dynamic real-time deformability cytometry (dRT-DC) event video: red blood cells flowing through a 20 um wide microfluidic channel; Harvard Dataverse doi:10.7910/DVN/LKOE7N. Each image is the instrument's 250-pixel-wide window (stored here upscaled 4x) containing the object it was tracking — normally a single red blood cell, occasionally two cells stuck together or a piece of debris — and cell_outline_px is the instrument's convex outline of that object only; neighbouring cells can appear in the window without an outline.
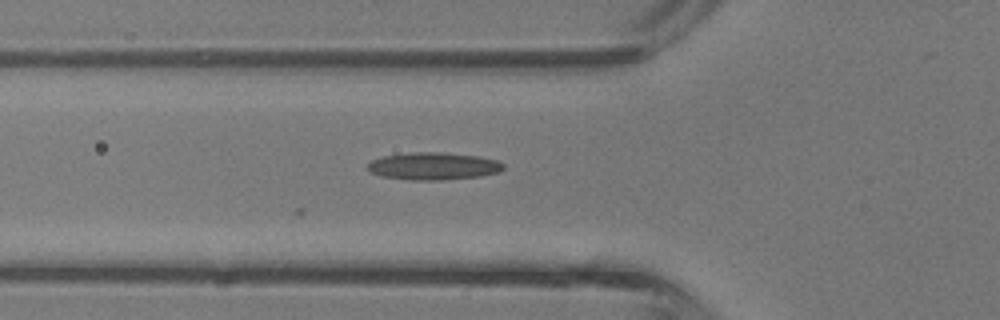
{"species": "common noctule bat (a hibernating species)", "species_latin": "Nyctalus noctula", "temperature_condition": "room temperature", "stored_images_in_passage": 21, "camera_frame_rate_fps": 3000, "um_per_image_px": 0.085, "animal": {"sex": "male", "body_mass_g": 13.3}, "frame": {"image": 1, "passage_image": 2, "time_ms": 0.333, "image_size_px": [1000, 320], "cell_outline_px": [[504, 168], [500, 172], [480, 176], [440, 180], [412, 180], [380, 176], [364, 168], [372, 160], [384, 156], [412, 152], [444, 152], [480, 156], [496, 160], [504, 164]], "centroid_in_image_um": [36.85, 14.12], "position_along_channel_um": 89.0, "area_um2": 21.79}}
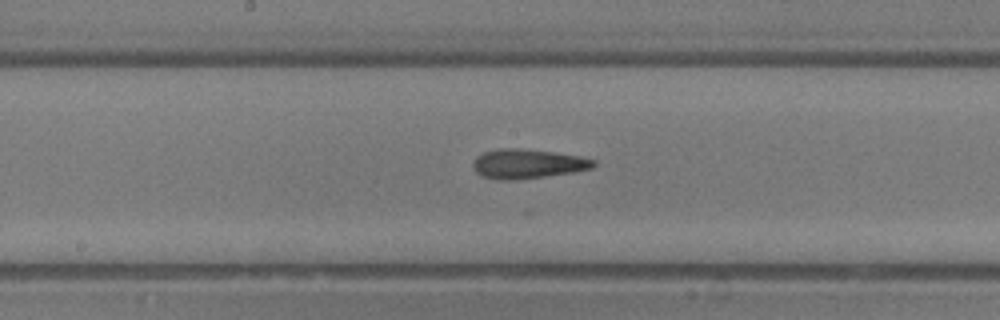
{"frame": {"image": 2, "passage_image": 9, "time_ms": 2.667, "image_size_px": [1000, 320], "cell_outline_px": [[596, 164], [592, 168], [572, 172], [544, 176], [512, 180], [500, 180], [484, 176], [476, 172], [472, 164], [476, 156], [484, 152], [496, 148], [524, 148], [556, 152], [580, 156], [596, 160]], "centroid_in_image_um": [44.85, 13.9], "position_along_channel_um": 203.4, "area_um2": 20.69}}
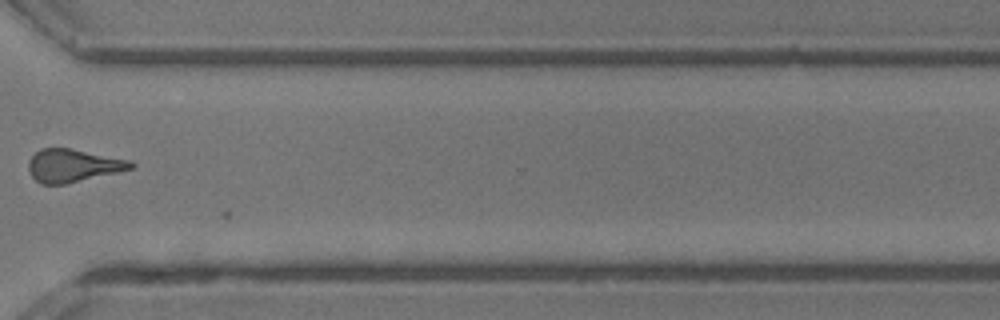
{"frame": {"image": 3, "passage_image": 19, "time_ms": 6.0, "image_size_px": [1000, 320], "cell_outline_px": [[136, 164], [132, 168], [116, 172], [64, 184], [40, 184], [32, 176], [28, 168], [28, 160], [40, 148], [68, 148], [128, 160]], "centroid_in_image_um": [6.14, 14.07], "position_along_channel_um": 364.5, "area_um2": 19.19}}